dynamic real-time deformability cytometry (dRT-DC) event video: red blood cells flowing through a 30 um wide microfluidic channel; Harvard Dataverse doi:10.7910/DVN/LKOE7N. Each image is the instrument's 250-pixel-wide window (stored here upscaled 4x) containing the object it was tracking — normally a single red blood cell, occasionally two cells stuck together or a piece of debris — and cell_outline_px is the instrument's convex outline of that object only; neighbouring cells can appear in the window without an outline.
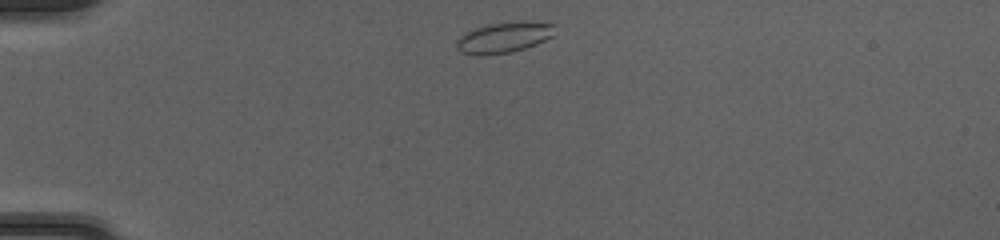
{"species": "common noctule bat (a hibernating species)", "species_latin": "Nyctalus noctula", "temperature_condition": "cold", "stored_images_in_passage": 38, "camera_frame_rate_fps": 3000, "um_per_image_px": 0.085, "animal": {"sex": "female", "body_mass_g": 20.0, "forearm_length_mm": 54.0}, "frame": {"image": 1, "passage_image": 1, "time_ms": 0.0, "image_size_px": [1000, 240], "cell_outline_px": [[556, 24], [552, 36], [536, 44], [512, 52], [484, 56], [480, 56], [460, 52], [456, 48], [456, 40], [464, 32], [488, 24], [524, 20]], "centroid_in_image_um": [42.81, 3.18], "position_along_channel_um": 42.2, "area_um2": 17.86}}
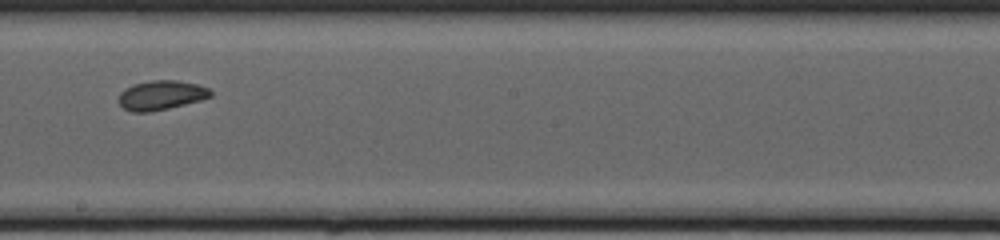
{"frame": {"image": 2, "passage_image": 18, "time_ms": 5.667, "image_size_px": [1000, 240], "cell_outline_px": [[212, 96], [200, 100], [152, 112], [132, 112], [124, 108], [120, 104], [120, 92], [124, 88], [132, 84], [152, 80], [176, 80], [196, 84], [208, 88], [212, 92]], "centroid_in_image_um": [13.68, 8.09], "position_along_channel_um": 234.5, "area_um2": 15.66}}
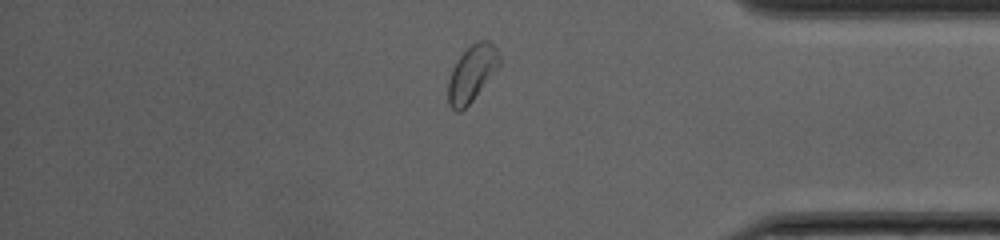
{"frame": {"image": 3, "passage_image": 31, "time_ms": 10.0, "image_size_px": [1000, 240], "cell_outline_px": [[500, 64], [472, 100], [460, 112], [456, 112], [448, 104], [448, 80], [452, 68], [456, 60], [472, 44], [480, 40], [488, 40], [496, 48], [500, 60]], "centroid_in_image_um": [40.07, 6.24], "position_along_channel_um": 395.1, "area_um2": 16.42}, "authors_computed_cell_mechanics": {"area_um2": 15.9528, "velocity_mm_per_s": 4.1441, "shape_relaxation_time_tau1_ms": 4.5436, "shape_relaxation_time_tau2_ms": 2.1399, "deformation_change_tau1": 0.1219, "deformation_change_tau2": 0.0625}}